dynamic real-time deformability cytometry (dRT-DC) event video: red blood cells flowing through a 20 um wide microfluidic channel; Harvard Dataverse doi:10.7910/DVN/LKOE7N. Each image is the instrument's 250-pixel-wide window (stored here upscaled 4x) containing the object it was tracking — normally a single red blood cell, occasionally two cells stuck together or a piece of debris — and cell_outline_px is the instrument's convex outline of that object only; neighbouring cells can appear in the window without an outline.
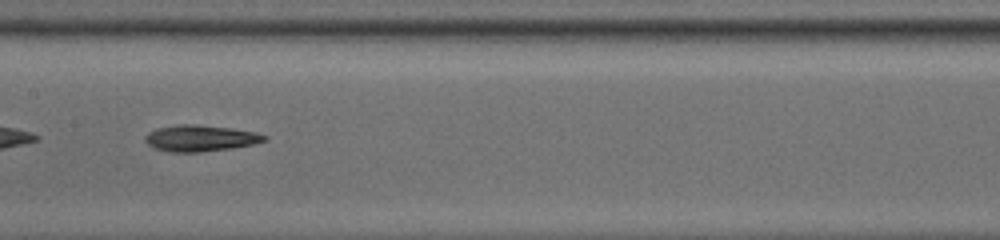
{"species": "common noctule bat (a hibernating species)", "species_latin": "Nyctalus noctula", "temperature_condition": "room temperature", "stored_images_in_passage": 52, "camera_frame_rate_fps": 3000, "um_per_image_px": 0.085, "animal": {"sex": "male", "body_mass_g": 13.0, "forearm_length_mm": 53.1}, "frame": {"image": 1, "passage_image": 30, "time_ms": 9.667, "image_size_px": [1000, 240], "cell_outline_px": [[268, 140], [252, 144], [232, 148], [200, 152], [168, 152], [156, 148], [148, 144], [144, 140], [144, 136], [148, 132], [156, 128], [176, 124], [196, 124], [232, 128], [256, 132], [268, 136]], "centroid_in_image_um": [17.02, 11.74], "position_along_channel_um": 190.4, "area_um2": 18.44}, "authors_computed_cell_mechanics": {"area_um2": 18.3804, "velocity_mm_per_s": 3.9226, "shape_relaxation_time_tau1_ms": 4.1355, "shape_relaxation_time_tau2_ms": 8.7859, "deformation_change_tau1": 0.1394, "deformation_change_tau2": 0.2344}}